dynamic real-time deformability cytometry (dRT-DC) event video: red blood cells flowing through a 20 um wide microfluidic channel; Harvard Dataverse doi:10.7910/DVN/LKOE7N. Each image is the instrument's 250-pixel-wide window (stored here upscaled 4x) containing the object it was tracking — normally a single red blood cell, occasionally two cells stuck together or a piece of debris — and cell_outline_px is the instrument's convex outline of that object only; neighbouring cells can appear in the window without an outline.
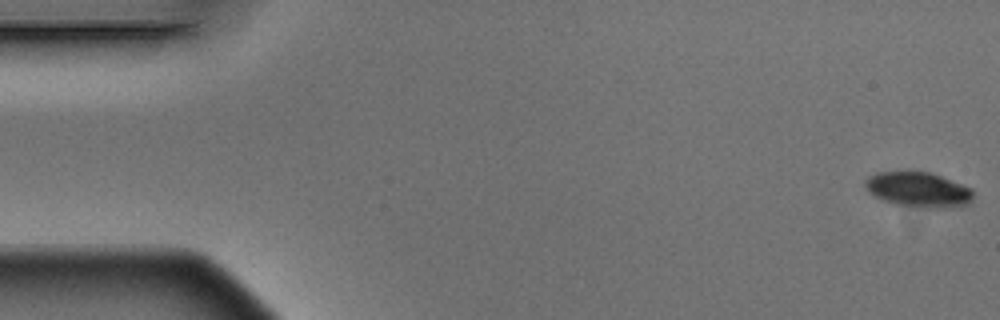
{"species": "Egyptian fruit bat (a non-hibernating species)", "species_latin": "Rousettus aegyptiacus", "temperature_condition": "warm", "stored_images_in_passage": 5, "camera_frame_rate_fps": 3000, "um_per_image_px": 0.085, "animal": {"sex": "male"}, "frame": {"image": 1, "passage_image": 1, "time_ms": 0.0, "image_size_px": [1000, 320], "cell_outline_px": [[972, 200], [968, 204], [944, 208], [924, 208], [896, 204], [884, 200], [876, 196], [864, 184], [868, 176], [876, 172], [928, 172], [940, 176], [972, 188]], "centroid_in_image_um": [78.08, 16.12], "position_along_channel_um": 6.9, "area_um2": 21.68}}
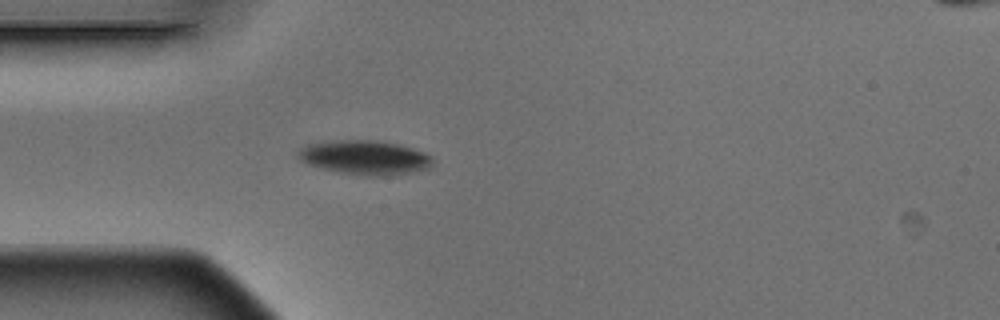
{"frame": {"image": 2, "passage_image": 5, "time_ms": 1.333, "image_size_px": [1000, 320], "cell_outline_px": [[432, 168], [392, 176], [364, 176], [340, 172], [308, 164], [300, 160], [296, 156], [296, 152], [300, 148], [308, 144], [332, 140], [380, 140], [400, 144], [424, 152], [432, 156]], "centroid_in_image_um": [31.04, 13.38], "position_along_channel_um": 54.0, "area_um2": 27.22}}